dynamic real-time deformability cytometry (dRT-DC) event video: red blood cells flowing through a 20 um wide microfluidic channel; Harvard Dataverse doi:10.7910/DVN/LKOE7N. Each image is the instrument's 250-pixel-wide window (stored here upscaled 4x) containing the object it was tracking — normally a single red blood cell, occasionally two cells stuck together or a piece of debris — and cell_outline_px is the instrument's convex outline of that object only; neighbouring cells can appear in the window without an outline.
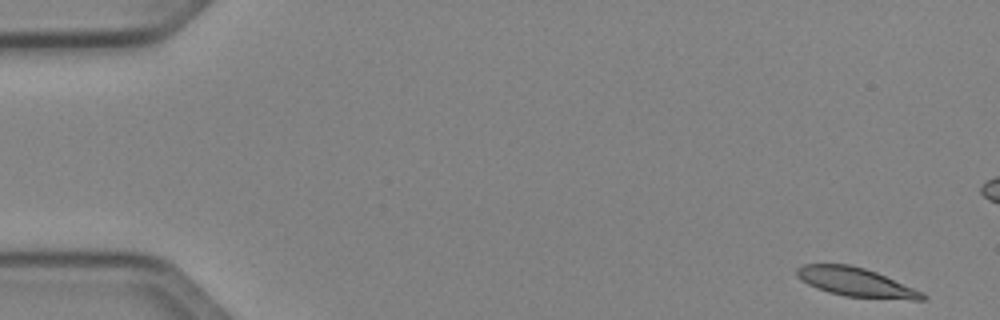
{"species": "Egyptian fruit bat (a non-hibernating species)", "species_latin": "Rousettus aegyptiacus", "temperature_condition": "cold", "stored_images_in_passage": 50, "camera_frame_rate_fps": 3000, "um_per_image_px": 0.085, "animal": {"sex": "female"}, "frame": {"image": 1, "passage_image": 1, "time_ms": 0.0, "image_size_px": [1000, 320], "cell_outline_px": [[928, 296], [924, 300], [912, 300], [844, 296], [828, 292], [816, 288], [808, 284], [796, 276], [796, 268], [804, 264], [848, 264], [864, 268], [876, 272], [924, 292]], "centroid_in_image_um": [72.76, 23.99], "position_along_channel_um": 12.2, "area_um2": 21.21}}
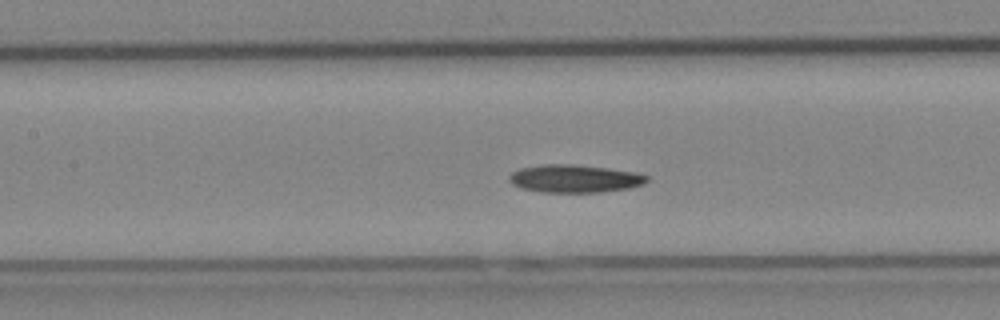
{"frame": {"image": 2, "passage_image": 22, "time_ms": 7.0, "image_size_px": [1000, 320], "cell_outline_px": [[648, 180], [644, 184], [628, 188], [600, 192], [544, 192], [520, 188], [512, 184], [508, 180], [508, 176], [512, 172], [520, 168], [544, 164], [572, 164], [608, 168], [636, 172], [648, 176]], "centroid_in_image_um": [48.83, 15.18], "position_along_channel_um": 158.6, "area_um2": 22.37}}
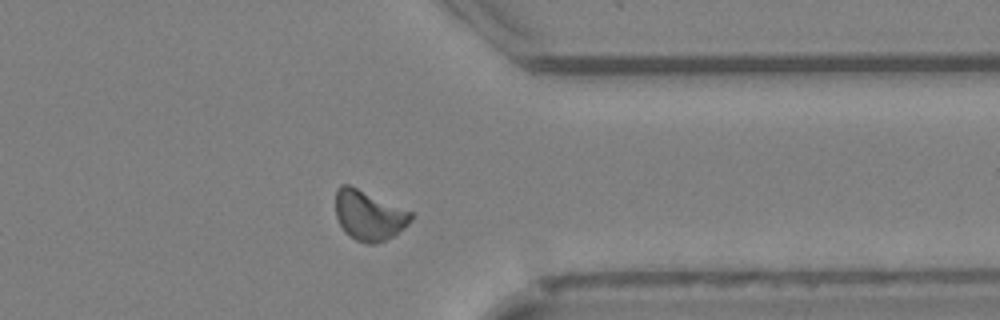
{"frame": {"image": 3, "passage_image": 39, "time_ms": 12.667, "image_size_px": [1000, 320], "cell_outline_px": [[412, 220], [404, 228], [392, 236], [376, 244], [368, 244], [356, 240], [344, 232], [336, 216], [336, 188], [340, 184], [348, 184], [412, 212]], "centroid_in_image_um": [31.33, 18.31], "position_along_channel_um": 380.1, "area_um2": 21.73}}